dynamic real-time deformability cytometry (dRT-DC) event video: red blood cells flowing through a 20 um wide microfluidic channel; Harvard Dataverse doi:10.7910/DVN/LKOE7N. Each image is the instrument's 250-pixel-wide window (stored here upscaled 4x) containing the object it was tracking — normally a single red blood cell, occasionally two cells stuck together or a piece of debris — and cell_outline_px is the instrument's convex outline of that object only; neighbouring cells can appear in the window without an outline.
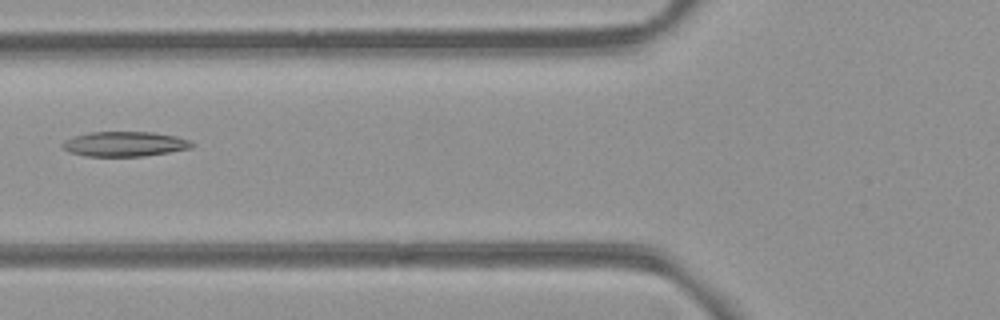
{"species": "common noctule bat (a hibernating species)", "species_latin": "Nyctalus noctula", "temperature_condition": "room temperature", "stored_images_in_passage": 7, "camera_frame_rate_fps": 3000, "um_per_image_px": 0.085, "animal": {"sex": "female", "body_mass_g": 21.9}, "frame": {"image": 1, "passage_image": 6, "time_ms": 5.667, "image_size_px": [1000, 320], "cell_outline_px": [[196, 144], [192, 148], [144, 156], [84, 156], [68, 152], [60, 144], [76, 136], [92, 132], [152, 132], [176, 136], [188, 140]], "centroid_in_image_um": [10.63, 12.24], "position_along_channel_um": 115.2, "area_um2": 18.61}}
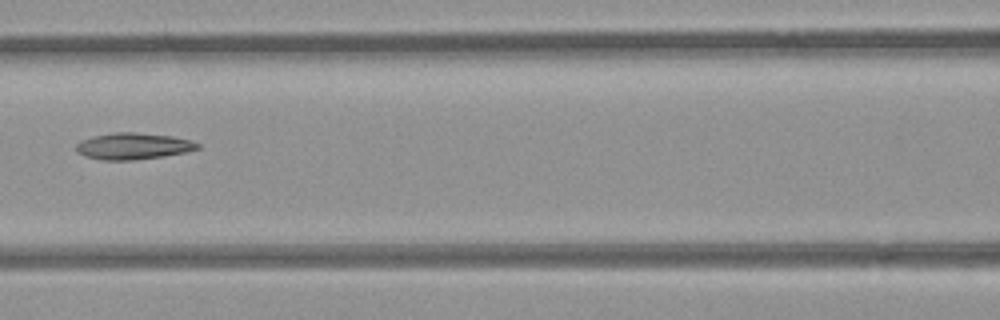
{"frame": {"image": 2, "passage_image": 7, "time_ms": 6.667, "image_size_px": [1000, 320], "cell_outline_px": [[200, 148], [188, 152], [164, 156], [136, 160], [104, 160], [84, 156], [76, 152], [76, 144], [92, 136], [116, 132], [132, 132], [172, 136], [188, 140], [200, 144]], "centroid_in_image_um": [11.33, 12.43], "position_along_channel_um": 155.3, "area_um2": 18.73}}